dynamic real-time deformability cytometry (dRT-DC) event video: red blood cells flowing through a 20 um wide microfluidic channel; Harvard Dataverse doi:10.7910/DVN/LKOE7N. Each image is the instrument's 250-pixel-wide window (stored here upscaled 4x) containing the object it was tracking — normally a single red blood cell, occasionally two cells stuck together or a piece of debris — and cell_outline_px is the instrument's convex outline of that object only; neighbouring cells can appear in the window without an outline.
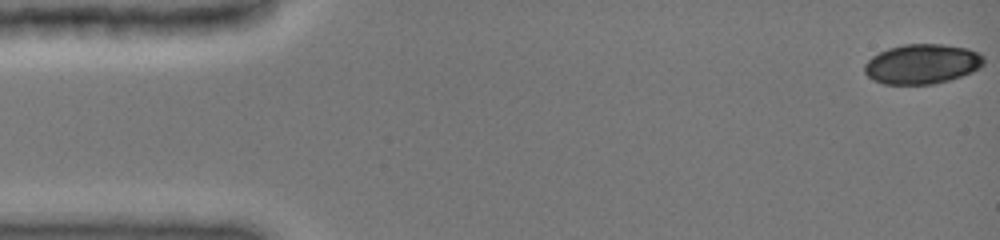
{"species": "common noctule bat (a hibernating species)", "species_latin": "Nyctalus noctula", "temperature_condition": "cold", "stored_images_in_passage": 48, "camera_frame_rate_fps": 3000, "um_per_image_px": 0.085, "animal": {"sex": "female", "body_mass_g": 19.0, "forearm_length_mm": 51.5}, "frame": {"image": 1, "passage_image": 1, "time_ms": 0.0, "image_size_px": [1000, 240], "cell_outline_px": [[984, 64], [980, 68], [972, 72], [948, 80], [932, 84], [884, 84], [872, 80], [864, 72], [864, 64], [872, 56], [888, 48], [904, 44], [944, 44], [968, 48], [984, 56]], "centroid_in_image_um": [78.37, 5.43], "position_along_channel_um": 6.6, "area_um2": 27.74}}
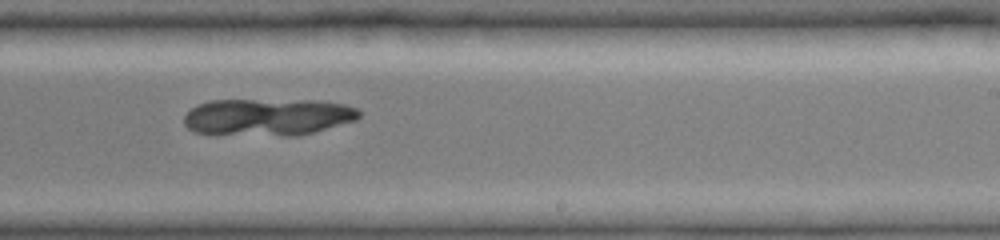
{"frame": {"image": 2, "passage_image": 30, "time_ms": 9.667, "image_size_px": [1000, 240], "cell_outline_px": [[360, 116], [356, 120], [312, 132], [296, 136], [284, 136], [192, 132], [184, 124], [184, 116], [196, 104], [208, 100], [316, 100], [344, 104], [356, 108], [360, 112]], "centroid_in_image_um": [22.75, 9.93], "position_along_channel_um": 266.3, "area_um2": 37.8}}
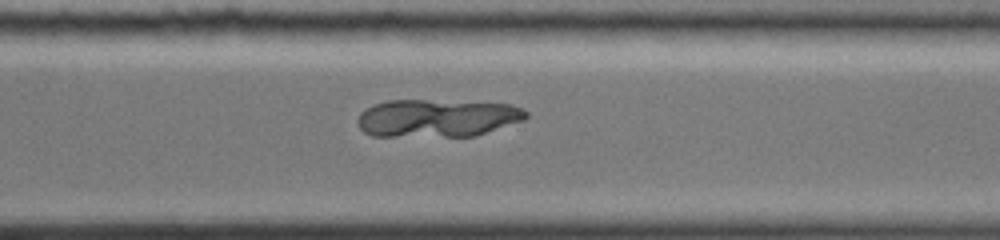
{"frame": {"image": 3, "passage_image": 35, "time_ms": 11.333, "image_size_px": [1000, 240], "cell_outline_px": [[528, 116], [524, 120], [472, 136], [372, 136], [364, 132], [360, 128], [356, 120], [360, 112], [372, 104], [388, 100], [428, 100], [512, 104], [524, 108], [528, 112]], "centroid_in_image_um": [37.13, 10.03], "position_along_channel_um": 333.5, "area_um2": 37.17}}